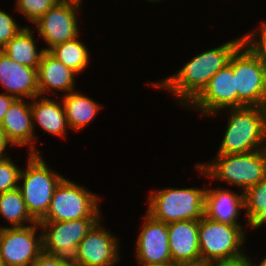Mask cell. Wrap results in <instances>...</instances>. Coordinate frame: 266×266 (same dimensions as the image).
<instances>
[{"mask_svg":"<svg viewBox=\"0 0 266 266\" xmlns=\"http://www.w3.org/2000/svg\"><path fill=\"white\" fill-rule=\"evenodd\" d=\"M242 44L243 36L204 51L193 57L174 75L150 85L171 91L172 95L181 98L178 102L180 105L188 106L208 85L212 76L229 63Z\"/></svg>","mask_w":266,"mask_h":266,"instance_id":"obj_1","label":"cell"},{"mask_svg":"<svg viewBox=\"0 0 266 266\" xmlns=\"http://www.w3.org/2000/svg\"><path fill=\"white\" fill-rule=\"evenodd\" d=\"M227 128L217 154H242L266 149V107L228 109ZM263 145V147L261 146Z\"/></svg>","mask_w":266,"mask_h":266,"instance_id":"obj_2","label":"cell"},{"mask_svg":"<svg viewBox=\"0 0 266 266\" xmlns=\"http://www.w3.org/2000/svg\"><path fill=\"white\" fill-rule=\"evenodd\" d=\"M211 162L196 164L197 169L206 177L240 187L242 193L266 177V149L242 154H217Z\"/></svg>","mask_w":266,"mask_h":266,"instance_id":"obj_3","label":"cell"},{"mask_svg":"<svg viewBox=\"0 0 266 266\" xmlns=\"http://www.w3.org/2000/svg\"><path fill=\"white\" fill-rule=\"evenodd\" d=\"M205 189L166 188L153 192L148 198L147 214L166 224L177 221L200 220L205 211Z\"/></svg>","mask_w":266,"mask_h":266,"instance_id":"obj_4","label":"cell"},{"mask_svg":"<svg viewBox=\"0 0 266 266\" xmlns=\"http://www.w3.org/2000/svg\"><path fill=\"white\" fill-rule=\"evenodd\" d=\"M27 168L21 169L18 185L27 211L39 222L47 213L56 186L64 178L48 168L39 153L29 152ZM50 169V170H49Z\"/></svg>","mask_w":266,"mask_h":266,"instance_id":"obj_5","label":"cell"},{"mask_svg":"<svg viewBox=\"0 0 266 266\" xmlns=\"http://www.w3.org/2000/svg\"><path fill=\"white\" fill-rule=\"evenodd\" d=\"M237 108L244 106L266 107V66L242 44L232 55Z\"/></svg>","mask_w":266,"mask_h":266,"instance_id":"obj_6","label":"cell"},{"mask_svg":"<svg viewBox=\"0 0 266 266\" xmlns=\"http://www.w3.org/2000/svg\"><path fill=\"white\" fill-rule=\"evenodd\" d=\"M244 228L212 220L204 215L199 220L198 239L202 262L229 260L245 255ZM244 253V254H243Z\"/></svg>","mask_w":266,"mask_h":266,"instance_id":"obj_7","label":"cell"},{"mask_svg":"<svg viewBox=\"0 0 266 266\" xmlns=\"http://www.w3.org/2000/svg\"><path fill=\"white\" fill-rule=\"evenodd\" d=\"M99 197L65 177L56 186L49 209L40 221L101 218ZM100 216V217H99Z\"/></svg>","mask_w":266,"mask_h":266,"instance_id":"obj_8","label":"cell"},{"mask_svg":"<svg viewBox=\"0 0 266 266\" xmlns=\"http://www.w3.org/2000/svg\"><path fill=\"white\" fill-rule=\"evenodd\" d=\"M38 229L39 222L25 227H0L3 266H30L43 253V233L36 235Z\"/></svg>","mask_w":266,"mask_h":266,"instance_id":"obj_9","label":"cell"},{"mask_svg":"<svg viewBox=\"0 0 266 266\" xmlns=\"http://www.w3.org/2000/svg\"><path fill=\"white\" fill-rule=\"evenodd\" d=\"M99 220L101 218L39 221L43 230V252L72 260L79 243Z\"/></svg>","mask_w":266,"mask_h":266,"instance_id":"obj_10","label":"cell"},{"mask_svg":"<svg viewBox=\"0 0 266 266\" xmlns=\"http://www.w3.org/2000/svg\"><path fill=\"white\" fill-rule=\"evenodd\" d=\"M80 6L79 1L60 0L34 23L39 35L49 46L44 51L80 36L76 15Z\"/></svg>","mask_w":266,"mask_h":266,"instance_id":"obj_11","label":"cell"},{"mask_svg":"<svg viewBox=\"0 0 266 266\" xmlns=\"http://www.w3.org/2000/svg\"><path fill=\"white\" fill-rule=\"evenodd\" d=\"M99 220L79 243L74 266H113L120 260L119 238L106 231Z\"/></svg>","mask_w":266,"mask_h":266,"instance_id":"obj_12","label":"cell"},{"mask_svg":"<svg viewBox=\"0 0 266 266\" xmlns=\"http://www.w3.org/2000/svg\"><path fill=\"white\" fill-rule=\"evenodd\" d=\"M188 107L198 109L200 114L205 116L217 115L216 112L225 108H237V90L232 65L228 63L217 71Z\"/></svg>","mask_w":266,"mask_h":266,"instance_id":"obj_13","label":"cell"},{"mask_svg":"<svg viewBox=\"0 0 266 266\" xmlns=\"http://www.w3.org/2000/svg\"><path fill=\"white\" fill-rule=\"evenodd\" d=\"M136 240V259L141 266H174L170 253L168 227L146 213Z\"/></svg>","mask_w":266,"mask_h":266,"instance_id":"obj_14","label":"cell"},{"mask_svg":"<svg viewBox=\"0 0 266 266\" xmlns=\"http://www.w3.org/2000/svg\"><path fill=\"white\" fill-rule=\"evenodd\" d=\"M37 69L15 62L0 50V83L16 99L40 96Z\"/></svg>","mask_w":266,"mask_h":266,"instance_id":"obj_15","label":"cell"},{"mask_svg":"<svg viewBox=\"0 0 266 266\" xmlns=\"http://www.w3.org/2000/svg\"><path fill=\"white\" fill-rule=\"evenodd\" d=\"M167 227L173 265L201 262L199 220L171 222Z\"/></svg>","mask_w":266,"mask_h":266,"instance_id":"obj_16","label":"cell"},{"mask_svg":"<svg viewBox=\"0 0 266 266\" xmlns=\"http://www.w3.org/2000/svg\"><path fill=\"white\" fill-rule=\"evenodd\" d=\"M15 99L0 123L6 140L14 146L31 145L29 152L38 153L34 143L31 103Z\"/></svg>","mask_w":266,"mask_h":266,"instance_id":"obj_17","label":"cell"},{"mask_svg":"<svg viewBox=\"0 0 266 266\" xmlns=\"http://www.w3.org/2000/svg\"><path fill=\"white\" fill-rule=\"evenodd\" d=\"M75 75L77 74L73 70L58 61L49 51H44L37 69L40 97L52 90L73 92Z\"/></svg>","mask_w":266,"mask_h":266,"instance_id":"obj_18","label":"cell"},{"mask_svg":"<svg viewBox=\"0 0 266 266\" xmlns=\"http://www.w3.org/2000/svg\"><path fill=\"white\" fill-rule=\"evenodd\" d=\"M244 209V196L228 189H206L204 215L212 220L230 225L237 222L240 209Z\"/></svg>","mask_w":266,"mask_h":266,"instance_id":"obj_19","label":"cell"},{"mask_svg":"<svg viewBox=\"0 0 266 266\" xmlns=\"http://www.w3.org/2000/svg\"><path fill=\"white\" fill-rule=\"evenodd\" d=\"M38 98L40 97H34V101L31 99L33 126L39 124V127L48 134L64 137L66 129L69 126L62 100H60L61 102H55L52 101L49 96H43L40 100ZM34 122L37 123L35 124Z\"/></svg>","mask_w":266,"mask_h":266,"instance_id":"obj_20","label":"cell"},{"mask_svg":"<svg viewBox=\"0 0 266 266\" xmlns=\"http://www.w3.org/2000/svg\"><path fill=\"white\" fill-rule=\"evenodd\" d=\"M69 128L80 130L88 125L101 108L93 99L73 91L61 99Z\"/></svg>","mask_w":266,"mask_h":266,"instance_id":"obj_21","label":"cell"},{"mask_svg":"<svg viewBox=\"0 0 266 266\" xmlns=\"http://www.w3.org/2000/svg\"><path fill=\"white\" fill-rule=\"evenodd\" d=\"M33 36V31L24 27L1 51L17 63L38 68L44 49L37 51Z\"/></svg>","mask_w":266,"mask_h":266,"instance_id":"obj_22","label":"cell"},{"mask_svg":"<svg viewBox=\"0 0 266 266\" xmlns=\"http://www.w3.org/2000/svg\"><path fill=\"white\" fill-rule=\"evenodd\" d=\"M78 37L60 43L49 50L58 61L62 62L76 74L83 72L87 68L90 60V53L85 45L78 40Z\"/></svg>","mask_w":266,"mask_h":266,"instance_id":"obj_23","label":"cell"},{"mask_svg":"<svg viewBox=\"0 0 266 266\" xmlns=\"http://www.w3.org/2000/svg\"><path fill=\"white\" fill-rule=\"evenodd\" d=\"M0 215L8 220L11 228L25 227L27 221L32 224L36 222L27 211L18 187L0 194Z\"/></svg>","mask_w":266,"mask_h":266,"instance_id":"obj_24","label":"cell"},{"mask_svg":"<svg viewBox=\"0 0 266 266\" xmlns=\"http://www.w3.org/2000/svg\"><path fill=\"white\" fill-rule=\"evenodd\" d=\"M243 196L247 223H249L262 210V206H266V177L247 189Z\"/></svg>","mask_w":266,"mask_h":266,"instance_id":"obj_25","label":"cell"},{"mask_svg":"<svg viewBox=\"0 0 266 266\" xmlns=\"http://www.w3.org/2000/svg\"><path fill=\"white\" fill-rule=\"evenodd\" d=\"M17 10L35 23L60 0H16Z\"/></svg>","mask_w":266,"mask_h":266,"instance_id":"obj_26","label":"cell"},{"mask_svg":"<svg viewBox=\"0 0 266 266\" xmlns=\"http://www.w3.org/2000/svg\"><path fill=\"white\" fill-rule=\"evenodd\" d=\"M10 158H0V194L17 188L20 182L21 169Z\"/></svg>","mask_w":266,"mask_h":266,"instance_id":"obj_27","label":"cell"},{"mask_svg":"<svg viewBox=\"0 0 266 266\" xmlns=\"http://www.w3.org/2000/svg\"><path fill=\"white\" fill-rule=\"evenodd\" d=\"M261 24L258 31L253 30L243 37V44L266 66V22Z\"/></svg>","mask_w":266,"mask_h":266,"instance_id":"obj_28","label":"cell"},{"mask_svg":"<svg viewBox=\"0 0 266 266\" xmlns=\"http://www.w3.org/2000/svg\"><path fill=\"white\" fill-rule=\"evenodd\" d=\"M23 28L9 14L0 10V50Z\"/></svg>","mask_w":266,"mask_h":266,"instance_id":"obj_29","label":"cell"},{"mask_svg":"<svg viewBox=\"0 0 266 266\" xmlns=\"http://www.w3.org/2000/svg\"><path fill=\"white\" fill-rule=\"evenodd\" d=\"M30 266H74L71 259L43 252Z\"/></svg>","mask_w":266,"mask_h":266,"instance_id":"obj_30","label":"cell"},{"mask_svg":"<svg viewBox=\"0 0 266 266\" xmlns=\"http://www.w3.org/2000/svg\"><path fill=\"white\" fill-rule=\"evenodd\" d=\"M207 266H249L248 256L245 253V255L234 259L210 261L207 262Z\"/></svg>","mask_w":266,"mask_h":266,"instance_id":"obj_31","label":"cell"},{"mask_svg":"<svg viewBox=\"0 0 266 266\" xmlns=\"http://www.w3.org/2000/svg\"><path fill=\"white\" fill-rule=\"evenodd\" d=\"M16 98L12 95L1 93L0 94V123L2 122L6 111Z\"/></svg>","mask_w":266,"mask_h":266,"instance_id":"obj_32","label":"cell"},{"mask_svg":"<svg viewBox=\"0 0 266 266\" xmlns=\"http://www.w3.org/2000/svg\"><path fill=\"white\" fill-rule=\"evenodd\" d=\"M263 224L266 225V206H262V210L248 223V226L256 229Z\"/></svg>","mask_w":266,"mask_h":266,"instance_id":"obj_33","label":"cell"},{"mask_svg":"<svg viewBox=\"0 0 266 266\" xmlns=\"http://www.w3.org/2000/svg\"><path fill=\"white\" fill-rule=\"evenodd\" d=\"M9 142L6 140L4 133H3V129L0 125V158L6 157L7 152H5L7 146H8Z\"/></svg>","mask_w":266,"mask_h":266,"instance_id":"obj_34","label":"cell"},{"mask_svg":"<svg viewBox=\"0 0 266 266\" xmlns=\"http://www.w3.org/2000/svg\"><path fill=\"white\" fill-rule=\"evenodd\" d=\"M174 266H207V263L201 261L198 263L176 264Z\"/></svg>","mask_w":266,"mask_h":266,"instance_id":"obj_35","label":"cell"},{"mask_svg":"<svg viewBox=\"0 0 266 266\" xmlns=\"http://www.w3.org/2000/svg\"><path fill=\"white\" fill-rule=\"evenodd\" d=\"M250 257H248V263H249V266H266V257H264L262 259V261L259 263V265L257 264H254L253 261H250L251 259H249Z\"/></svg>","mask_w":266,"mask_h":266,"instance_id":"obj_36","label":"cell"},{"mask_svg":"<svg viewBox=\"0 0 266 266\" xmlns=\"http://www.w3.org/2000/svg\"><path fill=\"white\" fill-rule=\"evenodd\" d=\"M0 266H3L2 260H1V252H0Z\"/></svg>","mask_w":266,"mask_h":266,"instance_id":"obj_37","label":"cell"},{"mask_svg":"<svg viewBox=\"0 0 266 266\" xmlns=\"http://www.w3.org/2000/svg\"><path fill=\"white\" fill-rule=\"evenodd\" d=\"M147 1H151V2H153V1L155 2L156 1V2H159V1H162V0H147Z\"/></svg>","mask_w":266,"mask_h":266,"instance_id":"obj_38","label":"cell"}]
</instances>
